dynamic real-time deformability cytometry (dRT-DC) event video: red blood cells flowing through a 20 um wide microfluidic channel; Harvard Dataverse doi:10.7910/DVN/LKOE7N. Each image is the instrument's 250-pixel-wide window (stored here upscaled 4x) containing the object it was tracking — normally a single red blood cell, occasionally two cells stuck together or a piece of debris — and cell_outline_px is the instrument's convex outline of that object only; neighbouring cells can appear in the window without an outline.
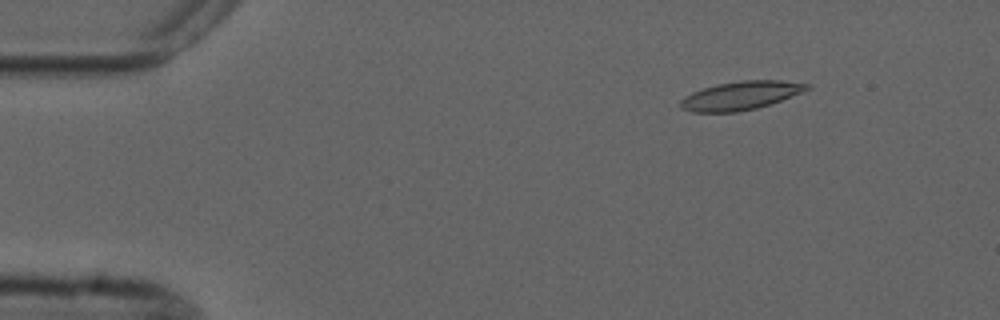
{"species": "common noctule bat (a hibernating species)", "species_latin": "Nyctalus noctula", "temperature_condition": "cold", "stored_images_in_passage": 3, "camera_frame_rate_fps": 3000, "um_per_image_px": 0.085, "animal": {"sex": "male", "forearm_length_mm": 52.5}, "frame": {"image": 1, "passage_image": 1, "time_ms": 0.0, "image_size_px": [1000, 320], "cell_outline_px": [[812, 88], [804, 92], [756, 108], [736, 112], [692, 112], [680, 108], [680, 100], [692, 92], [704, 88], [720, 84], [740, 80], [780, 80], [812, 84]], "centroid_in_image_um": [62.99, 8.12], "position_along_channel_um": 22.0, "area_um2": 20.92}}